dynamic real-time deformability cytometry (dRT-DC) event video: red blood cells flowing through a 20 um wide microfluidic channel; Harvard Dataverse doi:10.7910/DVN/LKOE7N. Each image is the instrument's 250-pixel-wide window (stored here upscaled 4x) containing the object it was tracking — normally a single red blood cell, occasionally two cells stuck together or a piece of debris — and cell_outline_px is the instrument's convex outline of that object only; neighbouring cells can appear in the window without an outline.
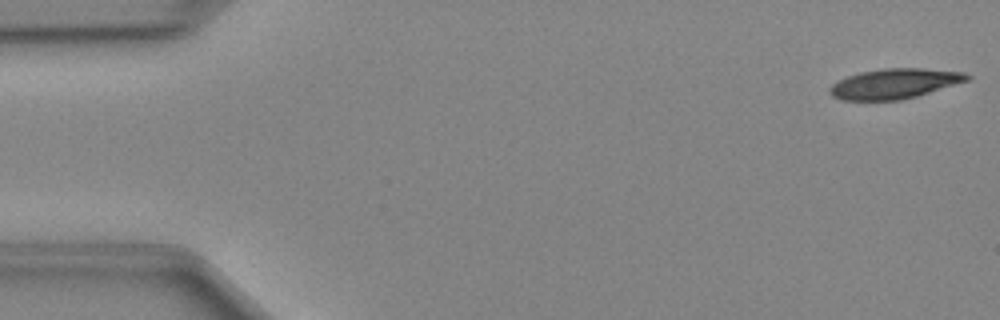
{"species": "Egyptian fruit bat (a non-hibernating species)", "species_latin": "Rousettus aegyptiacus", "temperature_condition": "cold", "stored_images_in_passage": 48, "camera_frame_rate_fps": 3000, "um_per_image_px": 0.085, "animal": {"sex": "female"}, "frame": {"image": 1, "passage_image": 1, "time_ms": 0.0, "image_size_px": [1000, 320], "cell_outline_px": [[972, 76], [968, 80], [916, 96], [900, 100], [840, 100], [832, 96], [828, 92], [828, 88], [832, 84], [848, 76], [860, 72], [884, 68], [924, 68], [964, 72]], "centroid_in_image_um": [76.0, 7.11], "position_along_channel_um": 9.0, "area_um2": 23.93}}
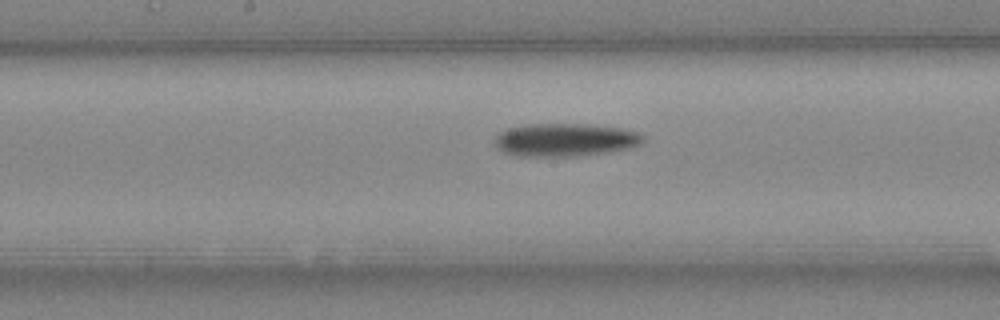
{"frame": {"image": 2, "passage_image": 24, "time_ms": 7.667, "image_size_px": [1000, 320], "cell_outline_px": [[644, 140], [640, 144], [632, 148], [608, 152], [580, 156], [516, 156], [504, 152], [496, 148], [496, 136], [500, 132], [508, 128], [528, 124], [584, 124], [620, 128], [640, 132], [644, 136]], "centroid_in_image_um": [48.06, 11.89], "position_along_channel_um": 200.1, "area_um2": 28.67}}
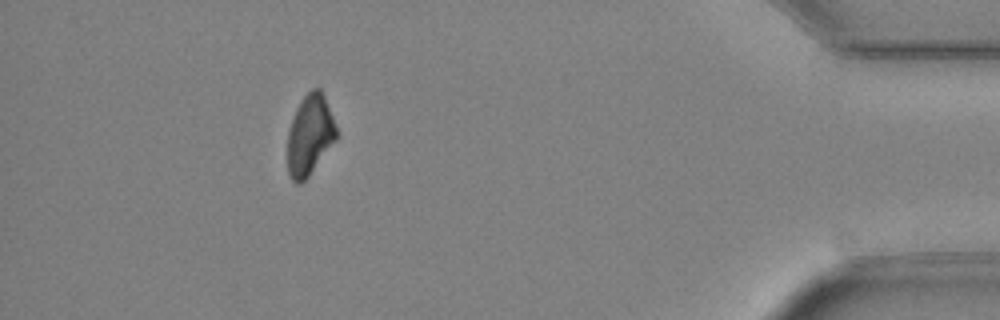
{"frame": {"image": 3, "passage_image": 43, "time_ms": 14.0, "image_size_px": [1000, 320], "cell_outline_px": [[336, 140], [308, 176], [300, 184], [296, 184], [292, 180], [288, 172], [288, 132], [296, 108], [300, 100], [312, 88], [320, 88], [324, 96], [332, 116], [336, 128]], "centroid_in_image_um": [26.32, 11.48], "position_along_channel_um": 408.9, "area_um2": 22.54}}